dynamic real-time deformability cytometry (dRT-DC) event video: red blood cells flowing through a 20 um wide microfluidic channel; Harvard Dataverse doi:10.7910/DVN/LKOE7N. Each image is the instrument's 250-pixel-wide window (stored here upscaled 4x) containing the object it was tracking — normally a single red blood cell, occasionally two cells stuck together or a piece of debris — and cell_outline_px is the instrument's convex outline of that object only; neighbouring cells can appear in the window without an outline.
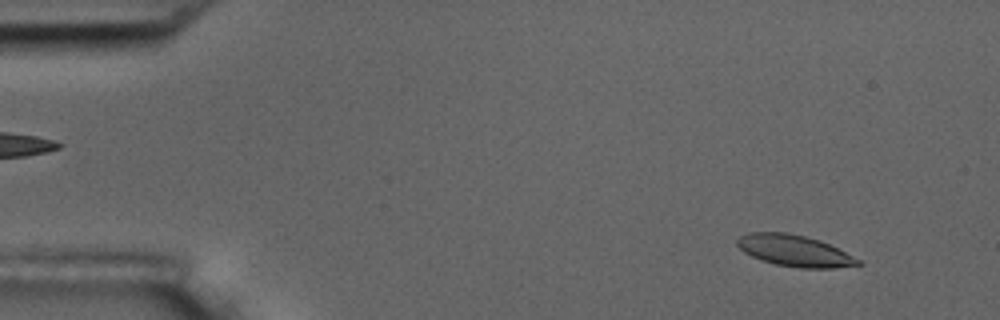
{"species": "common noctule bat (a hibernating species)", "species_latin": "Nyctalus noctula", "temperature_condition": "room temperature", "stored_images_in_passage": 4, "camera_frame_rate_fps": 3000, "um_per_image_px": 0.085, "animal": {"sex": "male", "body_mass_g": 17.5, "forearm_length_mm": 52.3}, "frame": {"image": 1, "passage_image": 1, "time_ms": 0.0, "image_size_px": [1000, 320], "cell_outline_px": [[864, 264], [832, 268], [800, 268], [776, 264], [752, 256], [744, 252], [736, 244], [736, 240], [740, 236], [752, 232], [784, 232], [804, 236], [828, 244], [860, 260]], "centroid_in_image_um": [67.51, 21.31], "position_along_channel_um": 17.5, "area_um2": 21.62}}
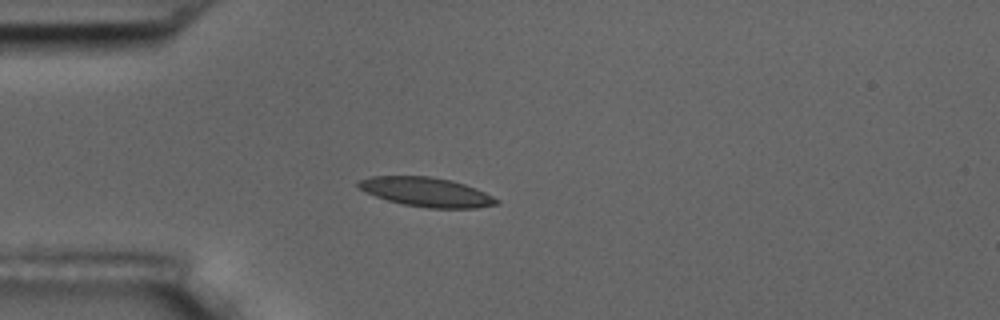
{"frame": {"image": 2, "passage_image": 4, "time_ms": 3.333, "image_size_px": [1000, 320], "cell_outline_px": [[500, 204], [476, 208], [428, 208], [404, 204], [388, 200], [376, 196], [360, 188], [356, 184], [360, 180], [372, 176], [428, 176], [452, 180], [476, 188], [500, 200]], "centroid_in_image_um": [36.3, 16.32], "position_along_channel_um": 48.7, "area_um2": 23.35}}